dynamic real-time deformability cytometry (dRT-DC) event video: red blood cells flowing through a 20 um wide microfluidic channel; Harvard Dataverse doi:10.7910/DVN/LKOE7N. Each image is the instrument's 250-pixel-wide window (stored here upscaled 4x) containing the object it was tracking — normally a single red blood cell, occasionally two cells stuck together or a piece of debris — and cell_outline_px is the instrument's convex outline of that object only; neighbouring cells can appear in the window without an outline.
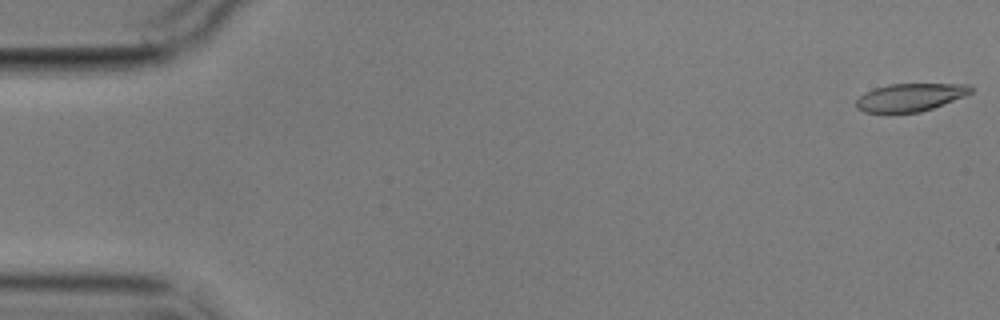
{"species": "common noctule bat (a hibernating species)", "species_latin": "Nyctalus noctula", "temperature_condition": "cold", "stored_images_in_passage": 3, "camera_frame_rate_fps": 3000, "um_per_image_px": 0.085, "animal": {"sex": "male", "body_mass_g": 17.9}, "frame": {"image": 1, "passage_image": 1, "time_ms": 0.0, "image_size_px": [1000, 320], "cell_outline_px": [[972, 92], [964, 96], [932, 108], [920, 112], [864, 112], [856, 108], [856, 100], [864, 92], [888, 84], [968, 84], [972, 88]], "centroid_in_image_um": [77.34, 8.26], "position_along_channel_um": 7.7, "area_um2": 18.38}}